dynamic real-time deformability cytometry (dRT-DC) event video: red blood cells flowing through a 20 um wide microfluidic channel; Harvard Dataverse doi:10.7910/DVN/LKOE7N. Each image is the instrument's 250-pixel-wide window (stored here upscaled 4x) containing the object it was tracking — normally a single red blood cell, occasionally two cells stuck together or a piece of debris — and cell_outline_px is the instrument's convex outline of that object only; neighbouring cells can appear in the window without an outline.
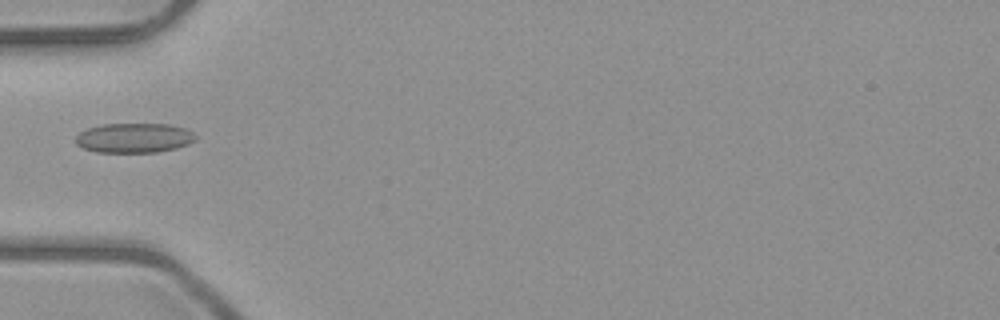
{"species": "common noctule bat (a hibernating species)", "species_latin": "Nyctalus noctula", "temperature_condition": "room temperature", "stored_images_in_passage": 3, "camera_frame_rate_fps": 3000, "um_per_image_px": 0.085, "animal": {"sex": "male", "body_mass_g": 23.1, "forearm_length_mm": 52.7}, "frame": {"image": 1, "passage_image": 2, "time_ms": 1.333, "image_size_px": [1000, 320], "cell_outline_px": [[196, 140], [188, 144], [176, 148], [156, 152], [96, 152], [84, 148], [76, 144], [76, 136], [80, 132], [88, 128], [104, 124], [168, 124], [184, 128], [192, 132], [196, 136]], "centroid_in_image_um": [11.4, 11.72], "position_along_channel_um": 73.6, "area_um2": 20.63}}
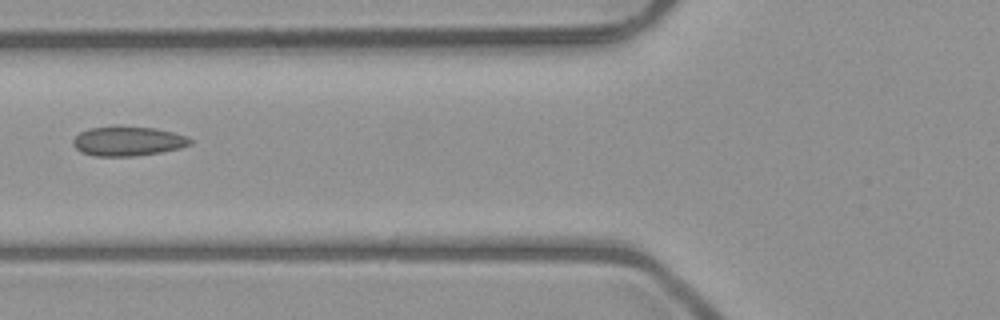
{"frame": {"image": 2, "passage_image": 3, "time_ms": 2.333, "image_size_px": [1000, 320], "cell_outline_px": [[192, 144], [180, 148], [160, 152], [136, 156], [96, 156], [80, 152], [72, 144], [72, 140], [80, 132], [92, 128], [116, 124], [156, 128], [188, 136], [192, 140]], "centroid_in_image_um": [10.87, 11.97], "position_along_channel_um": 114.9, "area_um2": 20.58}}